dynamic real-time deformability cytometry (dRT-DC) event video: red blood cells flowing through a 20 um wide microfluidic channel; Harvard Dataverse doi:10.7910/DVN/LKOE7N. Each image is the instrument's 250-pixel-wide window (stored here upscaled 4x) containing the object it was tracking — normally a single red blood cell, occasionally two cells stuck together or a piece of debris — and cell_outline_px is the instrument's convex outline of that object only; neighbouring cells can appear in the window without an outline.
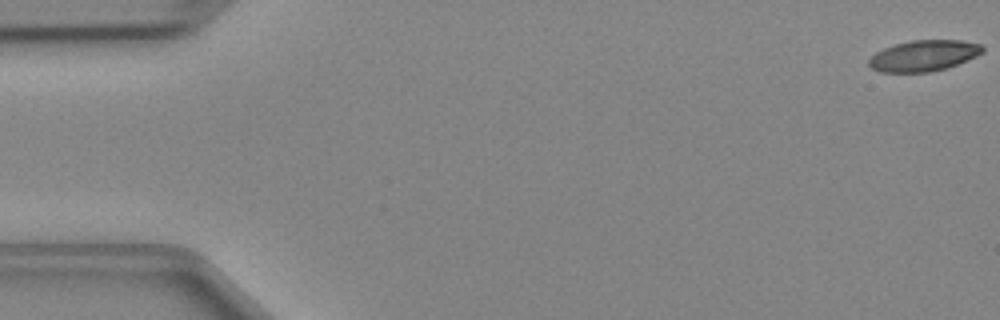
{"species": "Egyptian fruit bat (a non-hibernating species)", "species_latin": "Rousettus aegyptiacus", "temperature_condition": "cold", "stored_images_in_passage": 48, "camera_frame_rate_fps": 3000, "um_per_image_px": 0.085, "animal": {"sex": "female"}, "frame": {"image": 1, "passage_image": 1, "time_ms": 0.0, "image_size_px": [1000, 320], "cell_outline_px": [[984, 52], [976, 56], [948, 68], [928, 72], [880, 72], [872, 68], [868, 64], [868, 60], [876, 52], [884, 48], [896, 44], [912, 40], [960, 40], [980, 44], [984, 48]], "centroid_in_image_um": [78.52, 4.73], "position_along_channel_um": 6.5, "area_um2": 20.46}}
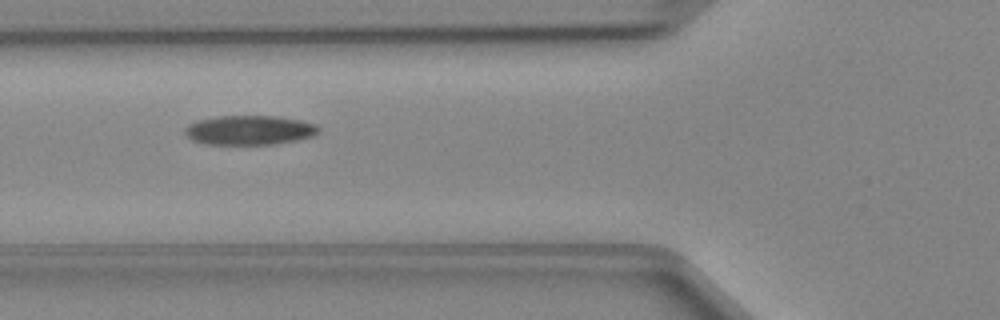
{"frame": {"image": 2, "passage_image": 18, "time_ms": 5.667, "image_size_px": [1000, 320], "cell_outline_px": [[320, 132], [312, 136], [296, 140], [276, 144], [204, 144], [192, 140], [184, 132], [184, 128], [188, 124], [196, 120], [216, 116], [276, 116], [300, 120], [316, 124], [320, 128]], "centroid_in_image_um": [21.19, 11.06], "position_along_channel_um": 104.6, "area_um2": 23.06}}
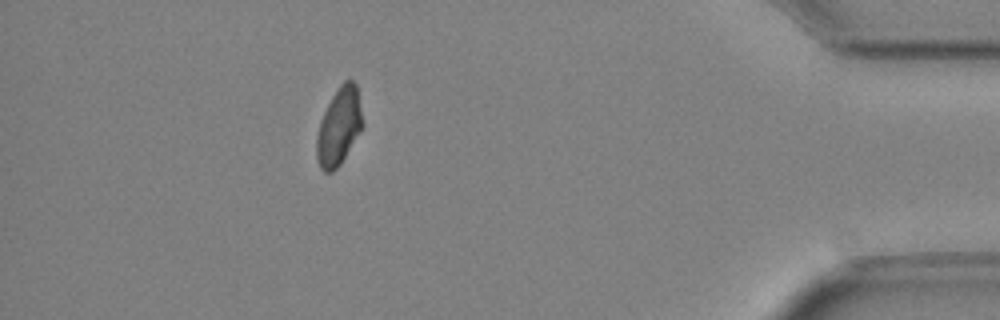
{"frame": {"image": 3, "passage_image": 43, "time_ms": 14.0, "image_size_px": [1000, 320], "cell_outline_px": [[364, 124], [360, 132], [340, 164], [332, 172], [324, 172], [320, 168], [316, 156], [316, 136], [320, 120], [332, 96], [340, 84], [344, 80], [352, 80], [356, 84]], "centroid_in_image_um": [28.81, 10.76], "position_along_channel_um": 406.4, "area_um2": 20.69}}